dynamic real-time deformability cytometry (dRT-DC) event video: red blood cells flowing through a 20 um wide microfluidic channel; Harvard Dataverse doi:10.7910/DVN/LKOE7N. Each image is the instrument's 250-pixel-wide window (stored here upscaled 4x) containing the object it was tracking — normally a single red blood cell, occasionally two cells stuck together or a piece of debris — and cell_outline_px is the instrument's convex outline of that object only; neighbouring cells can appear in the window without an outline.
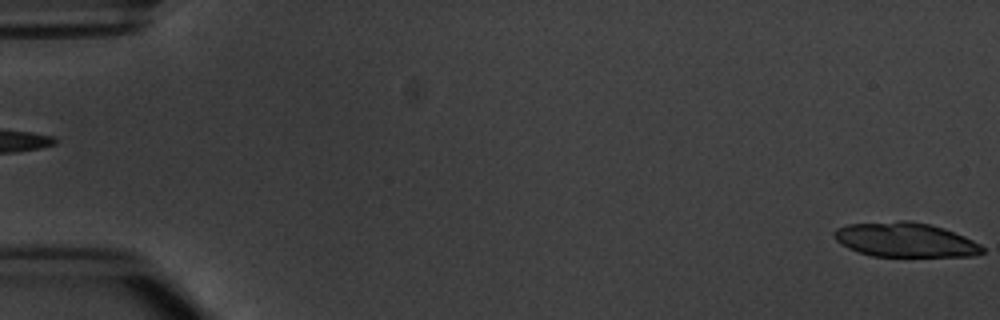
{"species": "common noctule bat (a hibernating species)", "species_latin": "Nyctalus noctula", "temperature_condition": "warm", "stored_images_in_passage": 3, "segment_of_instrument_passage": [2, 2], "camera_frame_rate_fps": 3000, "um_per_image_px": 0.085, "animal": {"sex": "male", "body_mass_g": 20.1, "forearm_length_mm": 53.5}, "frame": {"image": 1, "passage_image": 3, "time_ms": 2.333, "image_size_px": [1000, 320], "cell_outline_px": [[984, 252], [976, 256], [872, 256], [848, 248], [840, 244], [836, 240], [832, 232], [836, 228], [848, 224], [900, 220], [912, 220], [944, 228], [964, 236], [980, 244], [984, 248]], "centroid_in_image_um": [76.94, 20.38], "position_along_channel_um": 8.1, "area_um2": 29.88}}